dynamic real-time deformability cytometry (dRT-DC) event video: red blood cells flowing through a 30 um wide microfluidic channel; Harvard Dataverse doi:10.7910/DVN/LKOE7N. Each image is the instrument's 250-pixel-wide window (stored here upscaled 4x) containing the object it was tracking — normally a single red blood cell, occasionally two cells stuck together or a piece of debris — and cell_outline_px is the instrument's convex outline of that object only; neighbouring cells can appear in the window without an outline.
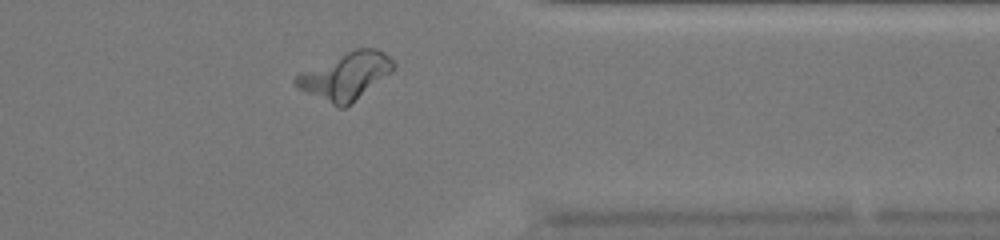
{"species": "common noctule bat (a hibernating species)", "species_latin": "Nyctalus noctula", "temperature_condition": "warm", "stored_images_in_passage": 50, "camera_frame_rate_fps": 3000, "um_per_image_px": 0.085, "animal": {"sex": "female", "body_mass_g": 20.0, "forearm_length_mm": 54.0}, "frame": {"image": 1, "passage_image": 39, "time_ms": 12.667, "image_size_px": [1000, 240], "cell_outline_px": [[396, 64], [392, 72], [344, 108], [340, 108], [296, 88], [292, 84], [292, 80], [300, 72], [356, 48], [376, 48], [384, 52]], "centroid_in_image_um": [29.36, 6.46], "position_along_channel_um": 382.0, "area_um2": 26.41}}